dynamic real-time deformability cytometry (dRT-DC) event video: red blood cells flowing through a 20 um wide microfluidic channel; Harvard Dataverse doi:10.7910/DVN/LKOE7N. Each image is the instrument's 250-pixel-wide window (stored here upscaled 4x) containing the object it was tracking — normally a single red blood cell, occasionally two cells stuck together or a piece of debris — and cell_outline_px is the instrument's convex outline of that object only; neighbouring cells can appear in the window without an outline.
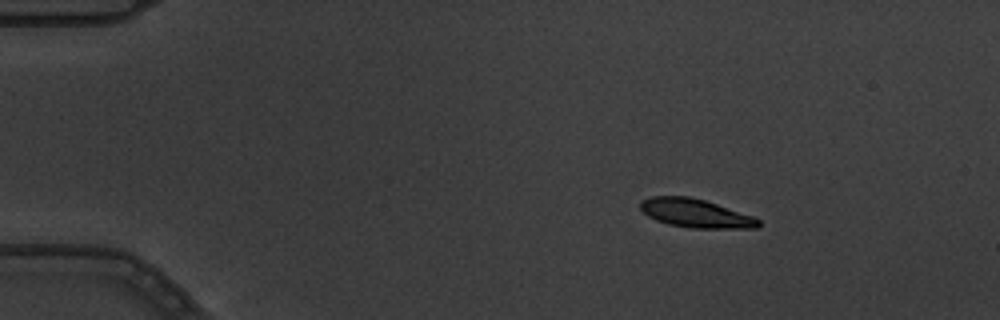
{"species": "common noctule bat (a hibernating species)", "species_latin": "Nyctalus noctula", "temperature_condition": "warm", "stored_images_in_passage": 5, "camera_frame_rate_fps": 3000, "um_per_image_px": 0.085, "animal": {"sex": "male", "body_mass_g": 19.5, "forearm_length_mm": 54.6}, "frame": {"image": 1, "passage_image": 1, "time_ms": 0.0, "image_size_px": [1000, 320], "cell_outline_px": [[760, 224], [756, 228], [688, 228], [668, 224], [656, 220], [648, 216], [640, 208], [640, 200], [652, 196], [688, 196], [704, 200], [756, 216], [760, 220]], "centroid_in_image_um": [59.14, 18.13], "position_along_channel_um": 25.9, "area_um2": 19.83}}
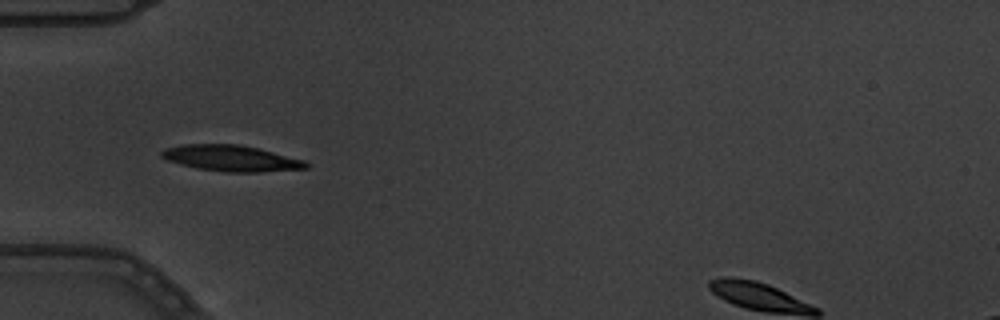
{"frame": {"image": 2, "passage_image": 4, "time_ms": 1.0, "image_size_px": [1000, 320], "cell_outline_px": [[308, 168], [256, 172], [224, 172], [196, 168], [180, 164], [168, 160], [160, 156], [160, 152], [164, 148], [184, 144], [240, 144], [304, 160], [308, 164]], "centroid_in_image_um": [19.59, 13.45], "position_along_channel_um": 65.4, "area_um2": 21.73}}